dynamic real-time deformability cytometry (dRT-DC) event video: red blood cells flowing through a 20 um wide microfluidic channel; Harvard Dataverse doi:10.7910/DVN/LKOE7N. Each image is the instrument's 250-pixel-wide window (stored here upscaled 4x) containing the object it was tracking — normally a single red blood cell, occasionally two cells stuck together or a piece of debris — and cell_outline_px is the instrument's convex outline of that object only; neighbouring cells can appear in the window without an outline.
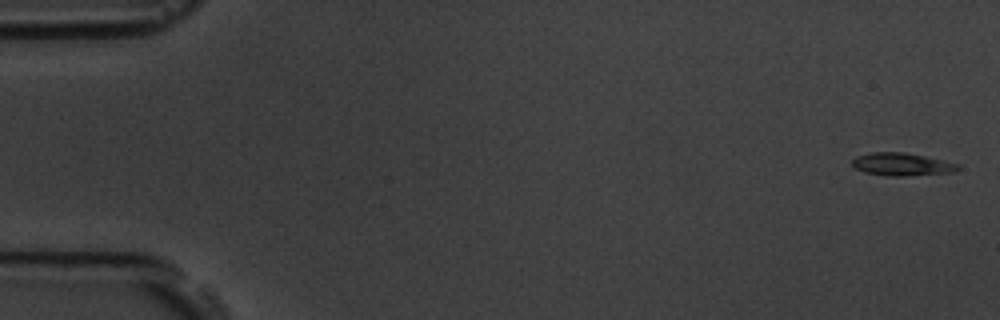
{"species": "common noctule bat (a hibernating species)", "species_latin": "Nyctalus noctula", "temperature_condition": "room temperature", "stored_images_in_passage": 8, "camera_frame_rate_fps": 3000, "um_per_image_px": 0.085, "animal": {"sex": "male", "body_mass_g": 19.5, "forearm_length_mm": 54.6}, "frame": {"image": 1, "passage_image": 1, "time_ms": 0.0, "image_size_px": [1000, 320], "cell_outline_px": [[960, 168], [952, 172], [904, 176], [892, 176], [864, 172], [856, 168], [852, 164], [852, 160], [856, 156], [872, 152], [904, 152], [924, 156], [960, 164]], "centroid_in_image_um": [76.65, 13.96], "position_along_channel_um": 8.4, "area_um2": 13.87}}
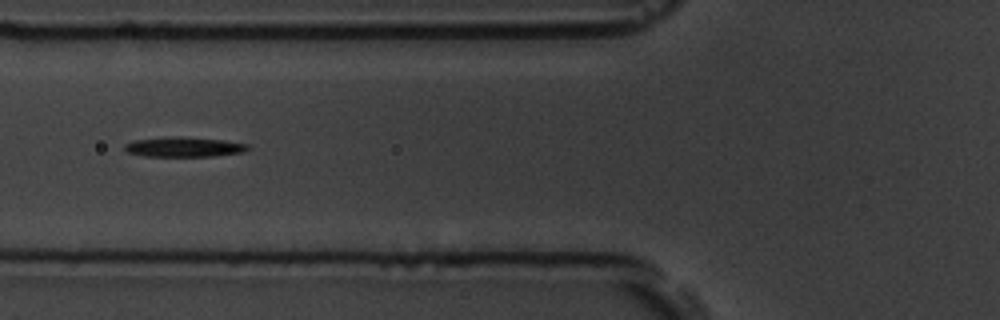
{"frame": {"image": 2, "passage_image": 6, "time_ms": 6.667, "image_size_px": [1000, 320], "cell_outline_px": [[252, 148], [244, 152], [212, 156], [144, 156], [124, 152], [124, 144], [136, 140], [224, 140], [248, 144]], "centroid_in_image_um": [15.69, 12.56], "position_along_channel_um": 110.1, "area_um2": 13.01}}
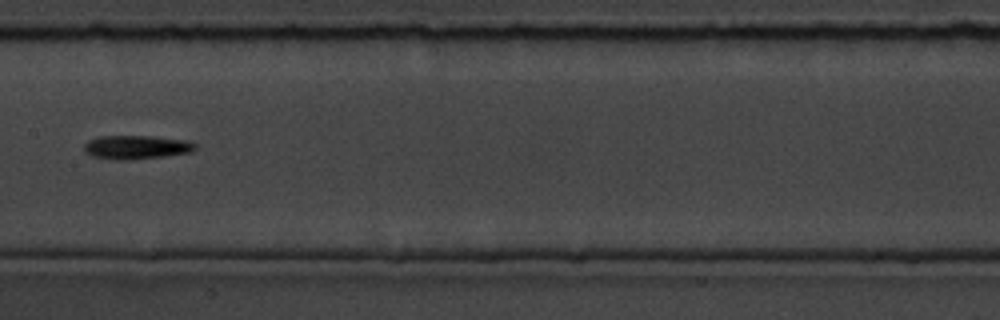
{"frame": {"image": 3, "passage_image": 8, "time_ms": 9.0, "image_size_px": [1000, 320], "cell_outline_px": [[196, 148], [192, 152], [164, 156], [124, 160], [116, 160], [92, 156], [84, 152], [84, 144], [88, 140], [100, 136], [152, 136], [188, 140], [196, 144]], "centroid_in_image_um": [11.59, 12.5], "position_along_channel_um": 195.8, "area_um2": 15.43}}